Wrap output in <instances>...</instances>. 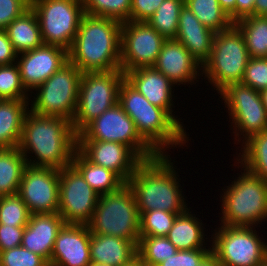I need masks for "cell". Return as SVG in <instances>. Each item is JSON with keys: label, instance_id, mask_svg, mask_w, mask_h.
Segmentation results:
<instances>
[{"label": "cell", "instance_id": "5b68a950", "mask_svg": "<svg viewBox=\"0 0 267 266\" xmlns=\"http://www.w3.org/2000/svg\"><path fill=\"white\" fill-rule=\"evenodd\" d=\"M234 163L241 167V175L222 189L220 225L259 227L267 220V181L251 174L237 161Z\"/></svg>", "mask_w": 267, "mask_h": 266}, {"label": "cell", "instance_id": "7dc6e473", "mask_svg": "<svg viewBox=\"0 0 267 266\" xmlns=\"http://www.w3.org/2000/svg\"><path fill=\"white\" fill-rule=\"evenodd\" d=\"M221 8L229 15V18L235 23V4L236 0H218Z\"/></svg>", "mask_w": 267, "mask_h": 266}, {"label": "cell", "instance_id": "44dd1931", "mask_svg": "<svg viewBox=\"0 0 267 266\" xmlns=\"http://www.w3.org/2000/svg\"><path fill=\"white\" fill-rule=\"evenodd\" d=\"M90 239L87 225L65 224L56 236L49 266H88Z\"/></svg>", "mask_w": 267, "mask_h": 266}, {"label": "cell", "instance_id": "8992f818", "mask_svg": "<svg viewBox=\"0 0 267 266\" xmlns=\"http://www.w3.org/2000/svg\"><path fill=\"white\" fill-rule=\"evenodd\" d=\"M87 226L92 234L120 237L138 245L140 214L134 193L127 183L119 190L99 197Z\"/></svg>", "mask_w": 267, "mask_h": 266}, {"label": "cell", "instance_id": "4dcf8cb0", "mask_svg": "<svg viewBox=\"0 0 267 266\" xmlns=\"http://www.w3.org/2000/svg\"><path fill=\"white\" fill-rule=\"evenodd\" d=\"M234 25L243 34L249 58H267V17L247 16Z\"/></svg>", "mask_w": 267, "mask_h": 266}, {"label": "cell", "instance_id": "5bb4252c", "mask_svg": "<svg viewBox=\"0 0 267 266\" xmlns=\"http://www.w3.org/2000/svg\"><path fill=\"white\" fill-rule=\"evenodd\" d=\"M99 197L72 164L59 169L58 213L66 224L87 225Z\"/></svg>", "mask_w": 267, "mask_h": 266}, {"label": "cell", "instance_id": "e575fe53", "mask_svg": "<svg viewBox=\"0 0 267 266\" xmlns=\"http://www.w3.org/2000/svg\"><path fill=\"white\" fill-rule=\"evenodd\" d=\"M85 14L129 21L131 0H83Z\"/></svg>", "mask_w": 267, "mask_h": 266}, {"label": "cell", "instance_id": "ee69618b", "mask_svg": "<svg viewBox=\"0 0 267 266\" xmlns=\"http://www.w3.org/2000/svg\"><path fill=\"white\" fill-rule=\"evenodd\" d=\"M25 226H9L0 224V252L22 244Z\"/></svg>", "mask_w": 267, "mask_h": 266}, {"label": "cell", "instance_id": "ab89813d", "mask_svg": "<svg viewBox=\"0 0 267 266\" xmlns=\"http://www.w3.org/2000/svg\"><path fill=\"white\" fill-rule=\"evenodd\" d=\"M241 83L258 92L267 88V58H249Z\"/></svg>", "mask_w": 267, "mask_h": 266}, {"label": "cell", "instance_id": "f6af8a7d", "mask_svg": "<svg viewBox=\"0 0 267 266\" xmlns=\"http://www.w3.org/2000/svg\"><path fill=\"white\" fill-rule=\"evenodd\" d=\"M18 53L14 50L5 30H0V66L16 63Z\"/></svg>", "mask_w": 267, "mask_h": 266}, {"label": "cell", "instance_id": "3957f363", "mask_svg": "<svg viewBox=\"0 0 267 266\" xmlns=\"http://www.w3.org/2000/svg\"><path fill=\"white\" fill-rule=\"evenodd\" d=\"M121 28L117 20L84 14L68 50V61L82 73L121 69Z\"/></svg>", "mask_w": 267, "mask_h": 266}, {"label": "cell", "instance_id": "603a6c76", "mask_svg": "<svg viewBox=\"0 0 267 266\" xmlns=\"http://www.w3.org/2000/svg\"><path fill=\"white\" fill-rule=\"evenodd\" d=\"M215 35L216 33L206 28L187 6L181 8L175 40L182 43L201 66L210 58Z\"/></svg>", "mask_w": 267, "mask_h": 266}, {"label": "cell", "instance_id": "d4e9b609", "mask_svg": "<svg viewBox=\"0 0 267 266\" xmlns=\"http://www.w3.org/2000/svg\"><path fill=\"white\" fill-rule=\"evenodd\" d=\"M189 207L185 212L177 215L173 226L171 227L167 238L178 250H192L206 247L208 238L204 233V224L202 220L192 214ZM205 243V244H204Z\"/></svg>", "mask_w": 267, "mask_h": 266}, {"label": "cell", "instance_id": "9c48e42d", "mask_svg": "<svg viewBox=\"0 0 267 266\" xmlns=\"http://www.w3.org/2000/svg\"><path fill=\"white\" fill-rule=\"evenodd\" d=\"M82 72L69 61L36 87L30 110L35 114L61 117L72 122L78 104ZM36 96V97H35Z\"/></svg>", "mask_w": 267, "mask_h": 266}, {"label": "cell", "instance_id": "7bdbcfd3", "mask_svg": "<svg viewBox=\"0 0 267 266\" xmlns=\"http://www.w3.org/2000/svg\"><path fill=\"white\" fill-rule=\"evenodd\" d=\"M164 0H131L129 21H147Z\"/></svg>", "mask_w": 267, "mask_h": 266}, {"label": "cell", "instance_id": "7a4b0ae2", "mask_svg": "<svg viewBox=\"0 0 267 266\" xmlns=\"http://www.w3.org/2000/svg\"><path fill=\"white\" fill-rule=\"evenodd\" d=\"M171 161L169 154L143 160L127 181L140 215L156 209L170 213H183L188 209L177 166Z\"/></svg>", "mask_w": 267, "mask_h": 266}, {"label": "cell", "instance_id": "f5cc1de1", "mask_svg": "<svg viewBox=\"0 0 267 266\" xmlns=\"http://www.w3.org/2000/svg\"><path fill=\"white\" fill-rule=\"evenodd\" d=\"M88 266H111V265L106 264V263H93V262H91Z\"/></svg>", "mask_w": 267, "mask_h": 266}, {"label": "cell", "instance_id": "8d00e7d4", "mask_svg": "<svg viewBox=\"0 0 267 266\" xmlns=\"http://www.w3.org/2000/svg\"><path fill=\"white\" fill-rule=\"evenodd\" d=\"M24 88L17 63L0 66V98L2 100H30Z\"/></svg>", "mask_w": 267, "mask_h": 266}, {"label": "cell", "instance_id": "30bf717a", "mask_svg": "<svg viewBox=\"0 0 267 266\" xmlns=\"http://www.w3.org/2000/svg\"><path fill=\"white\" fill-rule=\"evenodd\" d=\"M255 229L220 225L209 235L212 253L221 266H260L267 261V243Z\"/></svg>", "mask_w": 267, "mask_h": 266}, {"label": "cell", "instance_id": "1f68e13d", "mask_svg": "<svg viewBox=\"0 0 267 266\" xmlns=\"http://www.w3.org/2000/svg\"><path fill=\"white\" fill-rule=\"evenodd\" d=\"M184 5L206 28L215 33L227 30L234 24L218 0H184Z\"/></svg>", "mask_w": 267, "mask_h": 266}, {"label": "cell", "instance_id": "d590c367", "mask_svg": "<svg viewBox=\"0 0 267 266\" xmlns=\"http://www.w3.org/2000/svg\"><path fill=\"white\" fill-rule=\"evenodd\" d=\"M178 214L160 209L143 212L140 215V236L167 237Z\"/></svg>", "mask_w": 267, "mask_h": 266}, {"label": "cell", "instance_id": "60d3db41", "mask_svg": "<svg viewBox=\"0 0 267 266\" xmlns=\"http://www.w3.org/2000/svg\"><path fill=\"white\" fill-rule=\"evenodd\" d=\"M211 252L212 247L178 250L173 256L165 259L157 266H199Z\"/></svg>", "mask_w": 267, "mask_h": 266}, {"label": "cell", "instance_id": "db71d44e", "mask_svg": "<svg viewBox=\"0 0 267 266\" xmlns=\"http://www.w3.org/2000/svg\"><path fill=\"white\" fill-rule=\"evenodd\" d=\"M260 266H267V261L263 265H260Z\"/></svg>", "mask_w": 267, "mask_h": 266}, {"label": "cell", "instance_id": "83f0119b", "mask_svg": "<svg viewBox=\"0 0 267 266\" xmlns=\"http://www.w3.org/2000/svg\"><path fill=\"white\" fill-rule=\"evenodd\" d=\"M71 164L100 196L115 192L126 184L116 173L93 164L78 149L73 154Z\"/></svg>", "mask_w": 267, "mask_h": 266}, {"label": "cell", "instance_id": "2e32d148", "mask_svg": "<svg viewBox=\"0 0 267 266\" xmlns=\"http://www.w3.org/2000/svg\"><path fill=\"white\" fill-rule=\"evenodd\" d=\"M17 194L31 215L58 212L59 169L27 164Z\"/></svg>", "mask_w": 267, "mask_h": 266}, {"label": "cell", "instance_id": "f1b7e54d", "mask_svg": "<svg viewBox=\"0 0 267 266\" xmlns=\"http://www.w3.org/2000/svg\"><path fill=\"white\" fill-rule=\"evenodd\" d=\"M26 165L19 147L0 148V196L18 193Z\"/></svg>", "mask_w": 267, "mask_h": 266}, {"label": "cell", "instance_id": "7c38bea8", "mask_svg": "<svg viewBox=\"0 0 267 266\" xmlns=\"http://www.w3.org/2000/svg\"><path fill=\"white\" fill-rule=\"evenodd\" d=\"M219 95L232 121L229 126L235 134L234 142L242 145L253 135L267 130V111L260 92L242 83H231Z\"/></svg>", "mask_w": 267, "mask_h": 266}, {"label": "cell", "instance_id": "816d5d0a", "mask_svg": "<svg viewBox=\"0 0 267 266\" xmlns=\"http://www.w3.org/2000/svg\"><path fill=\"white\" fill-rule=\"evenodd\" d=\"M128 266H144V265L138 259H136L135 261H133Z\"/></svg>", "mask_w": 267, "mask_h": 266}, {"label": "cell", "instance_id": "bcb514c9", "mask_svg": "<svg viewBox=\"0 0 267 266\" xmlns=\"http://www.w3.org/2000/svg\"><path fill=\"white\" fill-rule=\"evenodd\" d=\"M255 0H236L235 22L247 16L254 15Z\"/></svg>", "mask_w": 267, "mask_h": 266}, {"label": "cell", "instance_id": "6da1fadb", "mask_svg": "<svg viewBox=\"0 0 267 266\" xmlns=\"http://www.w3.org/2000/svg\"><path fill=\"white\" fill-rule=\"evenodd\" d=\"M18 147L28 165L62 169L71 165L77 149V134L68 119L29 110Z\"/></svg>", "mask_w": 267, "mask_h": 266}, {"label": "cell", "instance_id": "4316f807", "mask_svg": "<svg viewBox=\"0 0 267 266\" xmlns=\"http://www.w3.org/2000/svg\"><path fill=\"white\" fill-rule=\"evenodd\" d=\"M4 30L18 54L44 44L37 16L31 7L13 20Z\"/></svg>", "mask_w": 267, "mask_h": 266}, {"label": "cell", "instance_id": "f907efd6", "mask_svg": "<svg viewBox=\"0 0 267 266\" xmlns=\"http://www.w3.org/2000/svg\"><path fill=\"white\" fill-rule=\"evenodd\" d=\"M260 94H261V98H262V102H263L264 108L267 111V88L265 90L261 91Z\"/></svg>", "mask_w": 267, "mask_h": 266}, {"label": "cell", "instance_id": "cb8c5ba5", "mask_svg": "<svg viewBox=\"0 0 267 266\" xmlns=\"http://www.w3.org/2000/svg\"><path fill=\"white\" fill-rule=\"evenodd\" d=\"M90 259L93 263L128 266L137 259V245L120 237L91 233Z\"/></svg>", "mask_w": 267, "mask_h": 266}, {"label": "cell", "instance_id": "b9f144b4", "mask_svg": "<svg viewBox=\"0 0 267 266\" xmlns=\"http://www.w3.org/2000/svg\"><path fill=\"white\" fill-rule=\"evenodd\" d=\"M30 7V0H0V30Z\"/></svg>", "mask_w": 267, "mask_h": 266}, {"label": "cell", "instance_id": "7402d4cb", "mask_svg": "<svg viewBox=\"0 0 267 266\" xmlns=\"http://www.w3.org/2000/svg\"><path fill=\"white\" fill-rule=\"evenodd\" d=\"M58 212L30 215L21 246L43 257L50 265L56 236L65 225Z\"/></svg>", "mask_w": 267, "mask_h": 266}, {"label": "cell", "instance_id": "681fc988", "mask_svg": "<svg viewBox=\"0 0 267 266\" xmlns=\"http://www.w3.org/2000/svg\"><path fill=\"white\" fill-rule=\"evenodd\" d=\"M199 266H221L217 257L211 252Z\"/></svg>", "mask_w": 267, "mask_h": 266}, {"label": "cell", "instance_id": "ac0fdd59", "mask_svg": "<svg viewBox=\"0 0 267 266\" xmlns=\"http://www.w3.org/2000/svg\"><path fill=\"white\" fill-rule=\"evenodd\" d=\"M77 149L93 164L116 173L125 183L143 161L130 147L113 141H77Z\"/></svg>", "mask_w": 267, "mask_h": 266}, {"label": "cell", "instance_id": "f35d334b", "mask_svg": "<svg viewBox=\"0 0 267 266\" xmlns=\"http://www.w3.org/2000/svg\"><path fill=\"white\" fill-rule=\"evenodd\" d=\"M0 266H49V263L20 245L0 252Z\"/></svg>", "mask_w": 267, "mask_h": 266}, {"label": "cell", "instance_id": "8fae6325", "mask_svg": "<svg viewBox=\"0 0 267 266\" xmlns=\"http://www.w3.org/2000/svg\"><path fill=\"white\" fill-rule=\"evenodd\" d=\"M44 44L71 48L85 14L83 0H30Z\"/></svg>", "mask_w": 267, "mask_h": 266}, {"label": "cell", "instance_id": "836d02e7", "mask_svg": "<svg viewBox=\"0 0 267 266\" xmlns=\"http://www.w3.org/2000/svg\"><path fill=\"white\" fill-rule=\"evenodd\" d=\"M177 251L178 249L167 237L140 236L137 245V259L144 266H157Z\"/></svg>", "mask_w": 267, "mask_h": 266}, {"label": "cell", "instance_id": "ffe728a7", "mask_svg": "<svg viewBox=\"0 0 267 266\" xmlns=\"http://www.w3.org/2000/svg\"><path fill=\"white\" fill-rule=\"evenodd\" d=\"M153 67L178 86L195 85L202 75V66L175 39L164 42Z\"/></svg>", "mask_w": 267, "mask_h": 266}, {"label": "cell", "instance_id": "d6986e66", "mask_svg": "<svg viewBox=\"0 0 267 266\" xmlns=\"http://www.w3.org/2000/svg\"><path fill=\"white\" fill-rule=\"evenodd\" d=\"M125 80L151 104L164 109L185 130L184 124L180 122L181 119L177 115L175 117L174 110H172L174 106L172 98H175L173 88L176 85L164 74L153 66L140 67L127 71Z\"/></svg>", "mask_w": 267, "mask_h": 266}, {"label": "cell", "instance_id": "e0dca14e", "mask_svg": "<svg viewBox=\"0 0 267 266\" xmlns=\"http://www.w3.org/2000/svg\"><path fill=\"white\" fill-rule=\"evenodd\" d=\"M68 62V51L57 45L43 44L33 50L19 53L16 63L19 66L22 85L32 94L36 87Z\"/></svg>", "mask_w": 267, "mask_h": 266}, {"label": "cell", "instance_id": "484cf974", "mask_svg": "<svg viewBox=\"0 0 267 266\" xmlns=\"http://www.w3.org/2000/svg\"><path fill=\"white\" fill-rule=\"evenodd\" d=\"M29 100L0 102V148L18 147L23 124L29 111Z\"/></svg>", "mask_w": 267, "mask_h": 266}, {"label": "cell", "instance_id": "c3c4849f", "mask_svg": "<svg viewBox=\"0 0 267 266\" xmlns=\"http://www.w3.org/2000/svg\"><path fill=\"white\" fill-rule=\"evenodd\" d=\"M254 15L257 16L267 15V0H255Z\"/></svg>", "mask_w": 267, "mask_h": 266}, {"label": "cell", "instance_id": "ba28073f", "mask_svg": "<svg viewBox=\"0 0 267 266\" xmlns=\"http://www.w3.org/2000/svg\"><path fill=\"white\" fill-rule=\"evenodd\" d=\"M125 74L121 69L109 72H83L77 109L72 120L78 135L91 121L118 103L119 88Z\"/></svg>", "mask_w": 267, "mask_h": 266}, {"label": "cell", "instance_id": "9a60e30c", "mask_svg": "<svg viewBox=\"0 0 267 266\" xmlns=\"http://www.w3.org/2000/svg\"><path fill=\"white\" fill-rule=\"evenodd\" d=\"M166 39L146 21L122 23L120 67L127 71L153 66Z\"/></svg>", "mask_w": 267, "mask_h": 266}, {"label": "cell", "instance_id": "74e56055", "mask_svg": "<svg viewBox=\"0 0 267 266\" xmlns=\"http://www.w3.org/2000/svg\"><path fill=\"white\" fill-rule=\"evenodd\" d=\"M30 215L27 205L18 194L0 196V224L26 226Z\"/></svg>", "mask_w": 267, "mask_h": 266}, {"label": "cell", "instance_id": "4fadbf2b", "mask_svg": "<svg viewBox=\"0 0 267 266\" xmlns=\"http://www.w3.org/2000/svg\"><path fill=\"white\" fill-rule=\"evenodd\" d=\"M77 141H113L130 147L142 160L158 153L140 136L133 120L117 103L91 121L78 135Z\"/></svg>", "mask_w": 267, "mask_h": 266}, {"label": "cell", "instance_id": "52a82bcc", "mask_svg": "<svg viewBox=\"0 0 267 266\" xmlns=\"http://www.w3.org/2000/svg\"><path fill=\"white\" fill-rule=\"evenodd\" d=\"M249 60L241 31L233 24L216 33L209 60L202 66V76L219 94L231 83H241Z\"/></svg>", "mask_w": 267, "mask_h": 266}, {"label": "cell", "instance_id": "277c9868", "mask_svg": "<svg viewBox=\"0 0 267 266\" xmlns=\"http://www.w3.org/2000/svg\"><path fill=\"white\" fill-rule=\"evenodd\" d=\"M118 103L133 120L140 136L158 154H168L166 150L173 147L187 146L189 134L164 109L151 104L125 79L119 88Z\"/></svg>", "mask_w": 267, "mask_h": 266}, {"label": "cell", "instance_id": "d6a6232c", "mask_svg": "<svg viewBox=\"0 0 267 266\" xmlns=\"http://www.w3.org/2000/svg\"><path fill=\"white\" fill-rule=\"evenodd\" d=\"M184 0H164L146 21L166 40L175 39Z\"/></svg>", "mask_w": 267, "mask_h": 266}, {"label": "cell", "instance_id": "f546056e", "mask_svg": "<svg viewBox=\"0 0 267 266\" xmlns=\"http://www.w3.org/2000/svg\"><path fill=\"white\" fill-rule=\"evenodd\" d=\"M235 158L248 172L267 181V130L250 137ZM242 152V153H241Z\"/></svg>", "mask_w": 267, "mask_h": 266}]
</instances>
